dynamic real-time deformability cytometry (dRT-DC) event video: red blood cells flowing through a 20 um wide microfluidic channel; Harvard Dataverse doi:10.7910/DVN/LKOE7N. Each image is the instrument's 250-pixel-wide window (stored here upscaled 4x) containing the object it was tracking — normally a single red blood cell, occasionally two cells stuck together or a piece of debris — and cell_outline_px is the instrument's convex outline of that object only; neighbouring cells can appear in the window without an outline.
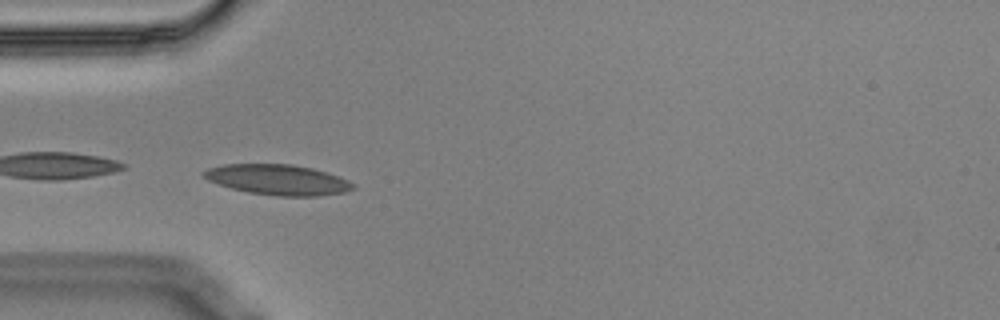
{"species": "Egyptian fruit bat (a non-hibernating species)", "species_latin": "Rousettus aegyptiacus", "temperature_condition": "cold", "stored_images_in_passage": 54, "camera_frame_rate_fps": 3000, "um_per_image_px": 0.085, "animal": {"sex": "male"}, "frame": {"image": 1, "passage_image": 16, "time_ms": 5.0, "image_size_px": [1000, 320], "cell_outline_px": [[356, 188], [344, 192], [320, 196], [276, 196], [248, 192], [232, 188], [208, 180], [200, 176], [200, 172], [208, 168], [224, 164], [292, 164], [312, 168], [348, 180], [356, 184]], "centroid_in_image_um": [23.6, 15.27], "position_along_channel_um": 61.4, "area_um2": 26.47}}